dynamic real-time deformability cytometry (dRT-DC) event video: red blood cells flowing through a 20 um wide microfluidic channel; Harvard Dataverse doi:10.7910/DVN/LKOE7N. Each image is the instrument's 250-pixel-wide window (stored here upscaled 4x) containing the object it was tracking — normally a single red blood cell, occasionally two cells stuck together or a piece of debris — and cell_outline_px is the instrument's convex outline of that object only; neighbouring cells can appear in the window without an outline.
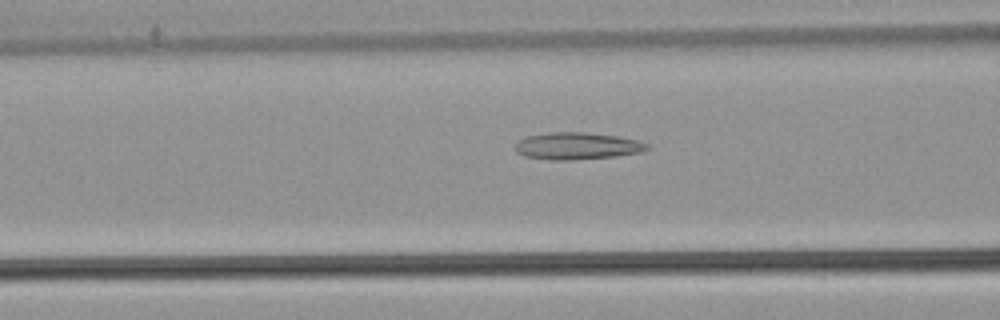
{"species": "common noctule bat (a hibernating species)", "species_latin": "Nyctalus noctula", "temperature_condition": "warm", "stored_images_in_passage": 54, "camera_frame_rate_fps": 3000, "um_per_image_px": 0.085, "animal": {"sex": "male", "body_mass_g": 21.5, "forearm_length_mm": 52.0}, "frame": {"image": 1, "passage_image": 22, "time_ms": 7.0, "image_size_px": [1000, 320], "cell_outline_px": [[648, 148], [640, 152], [616, 156], [572, 160], [556, 160], [524, 156], [516, 152], [516, 144], [520, 140], [528, 136], [552, 132], [584, 132], [616, 136], [640, 140], [648, 144]], "centroid_in_image_um": [49.08, 12.41], "position_along_channel_um": 117.5, "area_um2": 20.58}}
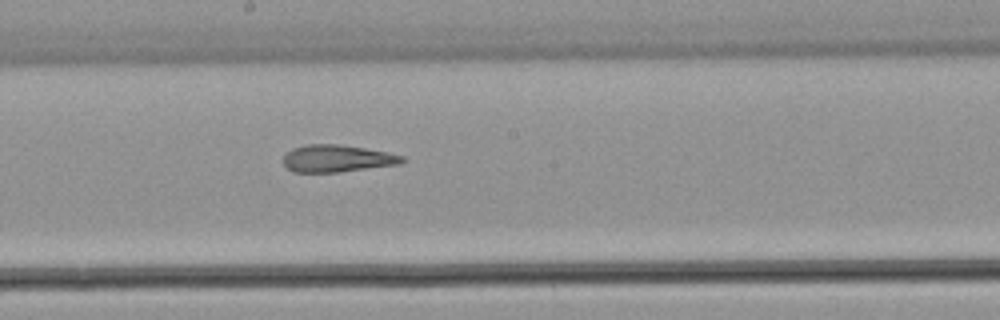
{"frame": {"image": 2, "passage_image": 30, "time_ms": 9.667, "image_size_px": [1000, 320], "cell_outline_px": [[404, 160], [400, 164], [336, 172], [292, 172], [284, 164], [284, 156], [292, 148], [304, 144], [340, 144], [388, 152], [404, 156]], "centroid_in_image_um": [28.64, 13.46], "position_along_channel_um": 219.6, "area_um2": 18.73}}
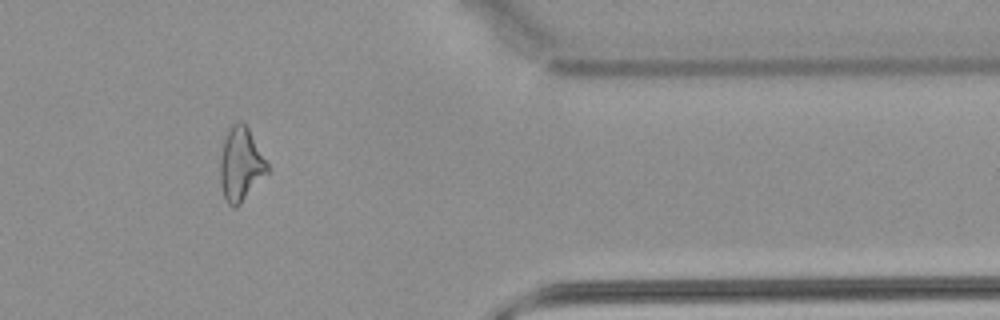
{"frame": {"image": 3, "passage_image": 45, "time_ms": 14.667, "image_size_px": [1000, 320], "cell_outline_px": [[268, 172], [240, 204], [236, 208], [232, 208], [228, 204], [224, 196], [220, 184], [220, 160], [224, 136], [232, 124], [240, 120], [248, 128], [268, 164]], "centroid_in_image_um": [20.44, 13.97], "position_along_channel_um": 391.0, "area_um2": 20.11}, "authors_computed_cell_mechanics": {"area_um2": 21.5016, "velocity_mm_per_s": 3.8264, "shape_relaxation_time_tau1_ms": null, "shape_relaxation_time_tau2_ms": 2.9334, "deformation_change_tau1": null, "deformation_change_tau2": 0.1454}}